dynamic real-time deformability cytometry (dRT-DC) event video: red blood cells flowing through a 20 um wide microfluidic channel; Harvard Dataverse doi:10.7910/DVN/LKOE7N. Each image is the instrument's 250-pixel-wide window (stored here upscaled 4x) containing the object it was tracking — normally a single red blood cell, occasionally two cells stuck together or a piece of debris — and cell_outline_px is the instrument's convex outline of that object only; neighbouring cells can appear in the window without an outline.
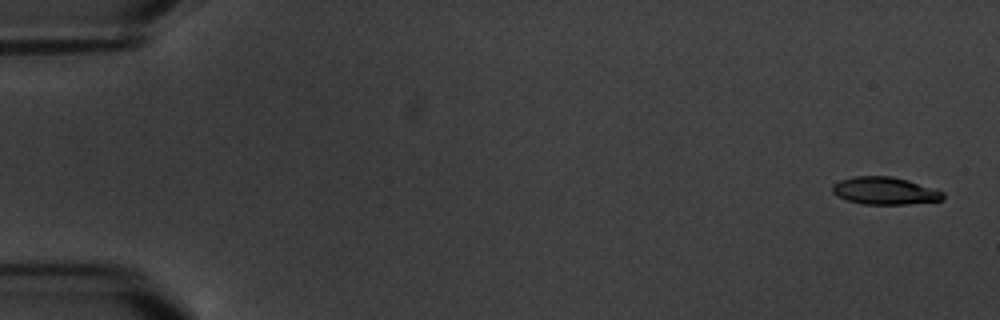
{"species": "common noctule bat (a hibernating species)", "species_latin": "Nyctalus noctula", "temperature_condition": "warm", "stored_images_in_passage": 6, "camera_frame_rate_fps": 3000, "um_per_image_px": 0.085, "animal": {"sex": "male", "body_mass_g": 20.1, "forearm_length_mm": 53.5}, "frame": {"image": 1, "passage_image": 1, "time_ms": 0.0, "image_size_px": [1000, 320], "cell_outline_px": [[944, 200], [908, 204], [864, 204], [848, 200], [836, 196], [832, 192], [832, 184], [840, 180], [856, 176], [892, 176], [908, 180], [944, 192]], "centroid_in_image_um": [75.2, 16.22], "position_along_channel_um": 9.8, "area_um2": 17.69}}
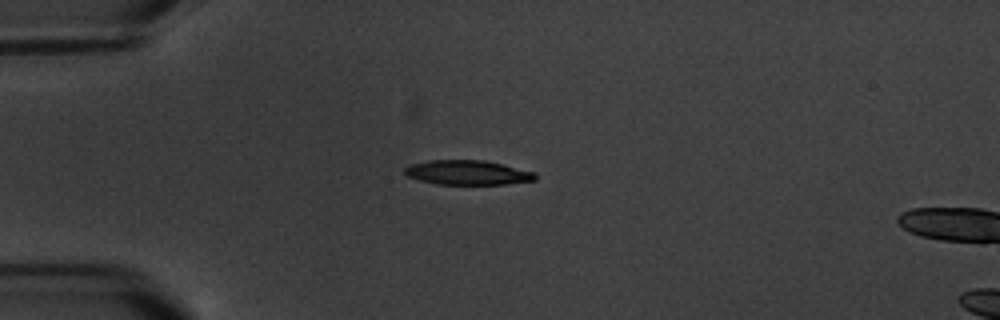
{"frame": {"image": 2, "passage_image": 5, "time_ms": 4.667, "image_size_px": [1000, 320], "cell_outline_px": [[536, 180], [504, 184], [436, 184], [420, 180], [408, 176], [404, 172], [404, 168], [408, 164], [428, 160], [484, 160], [536, 172]], "centroid_in_image_um": [39.72, 14.66], "position_along_channel_um": 45.3, "area_um2": 18.67}}